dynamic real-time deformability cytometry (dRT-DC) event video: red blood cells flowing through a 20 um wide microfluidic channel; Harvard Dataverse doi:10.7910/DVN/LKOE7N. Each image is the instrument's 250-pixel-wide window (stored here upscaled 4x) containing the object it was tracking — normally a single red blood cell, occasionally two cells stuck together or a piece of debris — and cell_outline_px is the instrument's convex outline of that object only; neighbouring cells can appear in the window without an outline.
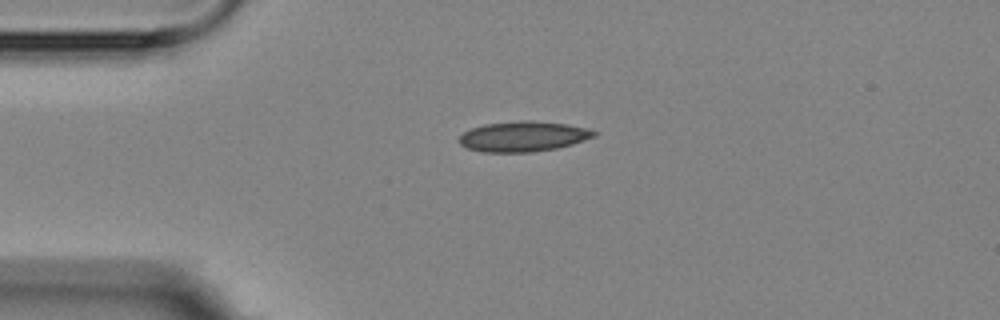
{"species": "Egyptian fruit bat (a non-hibernating species)", "species_latin": "Rousettus aegyptiacus", "temperature_condition": "room temperature", "stored_images_in_passage": 2, "camera_frame_rate_fps": 3000, "um_per_image_px": 0.085, "animal": {"sex": "female"}, "frame": {"image": 1, "passage_image": 1, "time_ms": 0.0, "image_size_px": [1000, 320], "cell_outline_px": [[596, 136], [572, 144], [556, 148], [532, 152], [484, 152], [468, 148], [460, 144], [460, 136], [464, 132], [472, 128], [484, 124], [520, 120], [528, 120], [564, 124], [584, 128], [596, 132]], "centroid_in_image_um": [44.45, 11.6], "position_along_channel_um": 40.6, "area_um2": 23.47}}